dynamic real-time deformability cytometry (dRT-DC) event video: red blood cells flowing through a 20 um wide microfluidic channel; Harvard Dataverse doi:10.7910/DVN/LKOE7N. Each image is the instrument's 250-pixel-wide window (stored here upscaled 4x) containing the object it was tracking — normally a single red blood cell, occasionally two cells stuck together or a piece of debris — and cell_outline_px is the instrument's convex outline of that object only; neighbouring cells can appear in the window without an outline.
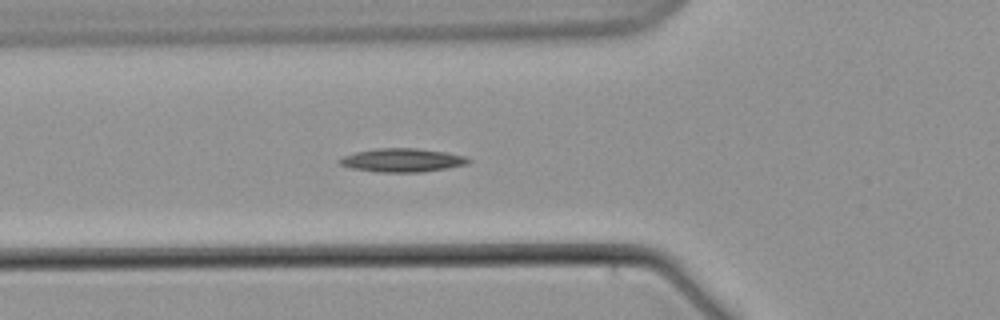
{"species": "common noctule bat (a hibernating species)", "species_latin": "Nyctalus noctula", "temperature_condition": "warm", "stored_images_in_passage": 8, "segment_of_instrument_passage": [1, 2], "camera_frame_rate_fps": 3000, "um_per_image_px": 0.085, "animal": {"sex": "male", "body_mass_g": 21.5, "forearm_length_mm": 52.0}, "frame": {"image": 1, "passage_image": 7, "time_ms": 7.0, "image_size_px": [1000, 320], "cell_outline_px": [[472, 160], [468, 164], [448, 168], [424, 172], [376, 172], [352, 168], [340, 164], [336, 160], [344, 156], [356, 152], [376, 148], [416, 148], [444, 152], [464, 156]], "centroid_in_image_um": [34.19, 13.62], "position_along_channel_um": 91.6, "area_um2": 17.69}}